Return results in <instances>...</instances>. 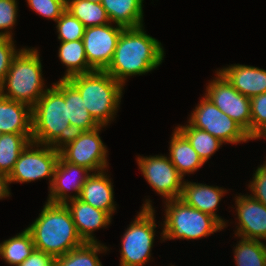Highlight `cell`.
I'll return each mask as SVG.
<instances>
[{
	"label": "cell",
	"instance_id": "obj_1",
	"mask_svg": "<svg viewBox=\"0 0 266 266\" xmlns=\"http://www.w3.org/2000/svg\"><path fill=\"white\" fill-rule=\"evenodd\" d=\"M164 54L161 42L148 35L144 26L124 28L112 62L105 71L125 86L127 78L157 69L164 60Z\"/></svg>",
	"mask_w": 266,
	"mask_h": 266
},
{
	"label": "cell",
	"instance_id": "obj_2",
	"mask_svg": "<svg viewBox=\"0 0 266 266\" xmlns=\"http://www.w3.org/2000/svg\"><path fill=\"white\" fill-rule=\"evenodd\" d=\"M26 229L32 235L35 249L55 258L84 243L65 204L45 202L39 216Z\"/></svg>",
	"mask_w": 266,
	"mask_h": 266
},
{
	"label": "cell",
	"instance_id": "obj_3",
	"mask_svg": "<svg viewBox=\"0 0 266 266\" xmlns=\"http://www.w3.org/2000/svg\"><path fill=\"white\" fill-rule=\"evenodd\" d=\"M74 133L64 99V79H59L32 107V142L59 148Z\"/></svg>",
	"mask_w": 266,
	"mask_h": 266
},
{
	"label": "cell",
	"instance_id": "obj_4",
	"mask_svg": "<svg viewBox=\"0 0 266 266\" xmlns=\"http://www.w3.org/2000/svg\"><path fill=\"white\" fill-rule=\"evenodd\" d=\"M80 93L93 119L102 126L114 120L124 86L106 71L95 70L67 79Z\"/></svg>",
	"mask_w": 266,
	"mask_h": 266
},
{
	"label": "cell",
	"instance_id": "obj_5",
	"mask_svg": "<svg viewBox=\"0 0 266 266\" xmlns=\"http://www.w3.org/2000/svg\"><path fill=\"white\" fill-rule=\"evenodd\" d=\"M39 53L37 48L26 47L18 52L0 86L1 95L25 103L31 108L36 104L47 90Z\"/></svg>",
	"mask_w": 266,
	"mask_h": 266
},
{
	"label": "cell",
	"instance_id": "obj_6",
	"mask_svg": "<svg viewBox=\"0 0 266 266\" xmlns=\"http://www.w3.org/2000/svg\"><path fill=\"white\" fill-rule=\"evenodd\" d=\"M165 219L162 224L161 240H197L208 237L225 227L213 216L203 213L180 198L164 202Z\"/></svg>",
	"mask_w": 266,
	"mask_h": 266
},
{
	"label": "cell",
	"instance_id": "obj_7",
	"mask_svg": "<svg viewBox=\"0 0 266 266\" xmlns=\"http://www.w3.org/2000/svg\"><path fill=\"white\" fill-rule=\"evenodd\" d=\"M146 199L121 240L120 266H144L151 260L156 230L155 208Z\"/></svg>",
	"mask_w": 266,
	"mask_h": 266
},
{
	"label": "cell",
	"instance_id": "obj_8",
	"mask_svg": "<svg viewBox=\"0 0 266 266\" xmlns=\"http://www.w3.org/2000/svg\"><path fill=\"white\" fill-rule=\"evenodd\" d=\"M107 126L100 125L90 131L75 132L60 147V156L67 162L82 166L92 173L108 168L107 147L101 140L99 132Z\"/></svg>",
	"mask_w": 266,
	"mask_h": 266
},
{
	"label": "cell",
	"instance_id": "obj_9",
	"mask_svg": "<svg viewBox=\"0 0 266 266\" xmlns=\"http://www.w3.org/2000/svg\"><path fill=\"white\" fill-rule=\"evenodd\" d=\"M34 147V148H33ZM60 151L58 147L30 142L21 152L9 176L11 183H29L49 178L50 188Z\"/></svg>",
	"mask_w": 266,
	"mask_h": 266
},
{
	"label": "cell",
	"instance_id": "obj_10",
	"mask_svg": "<svg viewBox=\"0 0 266 266\" xmlns=\"http://www.w3.org/2000/svg\"><path fill=\"white\" fill-rule=\"evenodd\" d=\"M188 122L193 127L207 131L226 144H238L252 140L237 122L218 109L205 96L193 109Z\"/></svg>",
	"mask_w": 266,
	"mask_h": 266
},
{
	"label": "cell",
	"instance_id": "obj_11",
	"mask_svg": "<svg viewBox=\"0 0 266 266\" xmlns=\"http://www.w3.org/2000/svg\"><path fill=\"white\" fill-rule=\"evenodd\" d=\"M215 76L206 87L205 97L251 137L250 98L239 93L219 70Z\"/></svg>",
	"mask_w": 266,
	"mask_h": 266
},
{
	"label": "cell",
	"instance_id": "obj_12",
	"mask_svg": "<svg viewBox=\"0 0 266 266\" xmlns=\"http://www.w3.org/2000/svg\"><path fill=\"white\" fill-rule=\"evenodd\" d=\"M137 163L145 180L166 201L180 198L184 178L169 157L164 155L138 156Z\"/></svg>",
	"mask_w": 266,
	"mask_h": 266
},
{
	"label": "cell",
	"instance_id": "obj_13",
	"mask_svg": "<svg viewBox=\"0 0 266 266\" xmlns=\"http://www.w3.org/2000/svg\"><path fill=\"white\" fill-rule=\"evenodd\" d=\"M124 27L112 23L86 27L83 44L88 64L98 71H105L112 62L117 41Z\"/></svg>",
	"mask_w": 266,
	"mask_h": 266
},
{
	"label": "cell",
	"instance_id": "obj_14",
	"mask_svg": "<svg viewBox=\"0 0 266 266\" xmlns=\"http://www.w3.org/2000/svg\"><path fill=\"white\" fill-rule=\"evenodd\" d=\"M91 174L87 168L71 164L59 156L47 201L54 204H65L70 200L78 199L83 185ZM69 191L75 193L70 195Z\"/></svg>",
	"mask_w": 266,
	"mask_h": 266
},
{
	"label": "cell",
	"instance_id": "obj_15",
	"mask_svg": "<svg viewBox=\"0 0 266 266\" xmlns=\"http://www.w3.org/2000/svg\"><path fill=\"white\" fill-rule=\"evenodd\" d=\"M239 225L235 235L244 239L266 240V206L251 195L235 197Z\"/></svg>",
	"mask_w": 266,
	"mask_h": 266
},
{
	"label": "cell",
	"instance_id": "obj_16",
	"mask_svg": "<svg viewBox=\"0 0 266 266\" xmlns=\"http://www.w3.org/2000/svg\"><path fill=\"white\" fill-rule=\"evenodd\" d=\"M65 205L70 211L77 233L83 242H99L93 236V232L107 227L111 223L112 216L108 212L81 201L79 198L70 200Z\"/></svg>",
	"mask_w": 266,
	"mask_h": 266
},
{
	"label": "cell",
	"instance_id": "obj_17",
	"mask_svg": "<svg viewBox=\"0 0 266 266\" xmlns=\"http://www.w3.org/2000/svg\"><path fill=\"white\" fill-rule=\"evenodd\" d=\"M225 193L228 192L222 187L184 181L180 199L187 205L213 216L225 227L227 225L225 219L216 214Z\"/></svg>",
	"mask_w": 266,
	"mask_h": 266
},
{
	"label": "cell",
	"instance_id": "obj_18",
	"mask_svg": "<svg viewBox=\"0 0 266 266\" xmlns=\"http://www.w3.org/2000/svg\"><path fill=\"white\" fill-rule=\"evenodd\" d=\"M219 71L242 95L249 98L266 93V70L255 66L232 64Z\"/></svg>",
	"mask_w": 266,
	"mask_h": 266
},
{
	"label": "cell",
	"instance_id": "obj_19",
	"mask_svg": "<svg viewBox=\"0 0 266 266\" xmlns=\"http://www.w3.org/2000/svg\"><path fill=\"white\" fill-rule=\"evenodd\" d=\"M106 171L92 173L82 187L79 199L111 216L115 213L114 188Z\"/></svg>",
	"mask_w": 266,
	"mask_h": 266
},
{
	"label": "cell",
	"instance_id": "obj_20",
	"mask_svg": "<svg viewBox=\"0 0 266 266\" xmlns=\"http://www.w3.org/2000/svg\"><path fill=\"white\" fill-rule=\"evenodd\" d=\"M0 130L3 134H32V108L0 94Z\"/></svg>",
	"mask_w": 266,
	"mask_h": 266
},
{
	"label": "cell",
	"instance_id": "obj_21",
	"mask_svg": "<svg viewBox=\"0 0 266 266\" xmlns=\"http://www.w3.org/2000/svg\"><path fill=\"white\" fill-rule=\"evenodd\" d=\"M170 140L169 158L178 173L184 177L193 174L205 163L193 149L188 139L175 127Z\"/></svg>",
	"mask_w": 266,
	"mask_h": 266
},
{
	"label": "cell",
	"instance_id": "obj_22",
	"mask_svg": "<svg viewBox=\"0 0 266 266\" xmlns=\"http://www.w3.org/2000/svg\"><path fill=\"white\" fill-rule=\"evenodd\" d=\"M144 0H103L102 6L112 24L124 28L143 26Z\"/></svg>",
	"mask_w": 266,
	"mask_h": 266
},
{
	"label": "cell",
	"instance_id": "obj_23",
	"mask_svg": "<svg viewBox=\"0 0 266 266\" xmlns=\"http://www.w3.org/2000/svg\"><path fill=\"white\" fill-rule=\"evenodd\" d=\"M64 99L70 126L74 132L90 131L100 126L85 108L79 91L66 79H64Z\"/></svg>",
	"mask_w": 266,
	"mask_h": 266
},
{
	"label": "cell",
	"instance_id": "obj_24",
	"mask_svg": "<svg viewBox=\"0 0 266 266\" xmlns=\"http://www.w3.org/2000/svg\"><path fill=\"white\" fill-rule=\"evenodd\" d=\"M58 57L66 72L60 79H68L79 74H86L95 71L86 59L85 48L82 40L62 42L60 41Z\"/></svg>",
	"mask_w": 266,
	"mask_h": 266
},
{
	"label": "cell",
	"instance_id": "obj_25",
	"mask_svg": "<svg viewBox=\"0 0 266 266\" xmlns=\"http://www.w3.org/2000/svg\"><path fill=\"white\" fill-rule=\"evenodd\" d=\"M31 233L25 228L21 233L0 243V256L13 266L20 265L34 251Z\"/></svg>",
	"mask_w": 266,
	"mask_h": 266
},
{
	"label": "cell",
	"instance_id": "obj_26",
	"mask_svg": "<svg viewBox=\"0 0 266 266\" xmlns=\"http://www.w3.org/2000/svg\"><path fill=\"white\" fill-rule=\"evenodd\" d=\"M108 250L100 242L87 243L55 258V266H103L98 258V253Z\"/></svg>",
	"mask_w": 266,
	"mask_h": 266
},
{
	"label": "cell",
	"instance_id": "obj_27",
	"mask_svg": "<svg viewBox=\"0 0 266 266\" xmlns=\"http://www.w3.org/2000/svg\"><path fill=\"white\" fill-rule=\"evenodd\" d=\"M66 11L80 20L85 27L111 23L102 3L89 0H66Z\"/></svg>",
	"mask_w": 266,
	"mask_h": 266
},
{
	"label": "cell",
	"instance_id": "obj_28",
	"mask_svg": "<svg viewBox=\"0 0 266 266\" xmlns=\"http://www.w3.org/2000/svg\"><path fill=\"white\" fill-rule=\"evenodd\" d=\"M32 141V134H2L0 137V171L9 175L21 152Z\"/></svg>",
	"mask_w": 266,
	"mask_h": 266
},
{
	"label": "cell",
	"instance_id": "obj_29",
	"mask_svg": "<svg viewBox=\"0 0 266 266\" xmlns=\"http://www.w3.org/2000/svg\"><path fill=\"white\" fill-rule=\"evenodd\" d=\"M176 128L188 139L199 157L206 163L213 154L224 144L207 131L193 127L189 122Z\"/></svg>",
	"mask_w": 266,
	"mask_h": 266
},
{
	"label": "cell",
	"instance_id": "obj_30",
	"mask_svg": "<svg viewBox=\"0 0 266 266\" xmlns=\"http://www.w3.org/2000/svg\"><path fill=\"white\" fill-rule=\"evenodd\" d=\"M235 246L236 266H266V244L264 242L240 237Z\"/></svg>",
	"mask_w": 266,
	"mask_h": 266
},
{
	"label": "cell",
	"instance_id": "obj_31",
	"mask_svg": "<svg viewBox=\"0 0 266 266\" xmlns=\"http://www.w3.org/2000/svg\"><path fill=\"white\" fill-rule=\"evenodd\" d=\"M85 26L76 17L65 11L56 21L58 40L70 42L82 40L85 32Z\"/></svg>",
	"mask_w": 266,
	"mask_h": 266
},
{
	"label": "cell",
	"instance_id": "obj_32",
	"mask_svg": "<svg viewBox=\"0 0 266 266\" xmlns=\"http://www.w3.org/2000/svg\"><path fill=\"white\" fill-rule=\"evenodd\" d=\"M28 6L37 14L57 21L66 11V0H26Z\"/></svg>",
	"mask_w": 266,
	"mask_h": 266
},
{
	"label": "cell",
	"instance_id": "obj_33",
	"mask_svg": "<svg viewBox=\"0 0 266 266\" xmlns=\"http://www.w3.org/2000/svg\"><path fill=\"white\" fill-rule=\"evenodd\" d=\"M17 0H0V36L12 37L13 26L17 22ZM11 29V30H10ZM4 32H3V31Z\"/></svg>",
	"mask_w": 266,
	"mask_h": 266
},
{
	"label": "cell",
	"instance_id": "obj_34",
	"mask_svg": "<svg viewBox=\"0 0 266 266\" xmlns=\"http://www.w3.org/2000/svg\"><path fill=\"white\" fill-rule=\"evenodd\" d=\"M251 138L266 125V93L250 98Z\"/></svg>",
	"mask_w": 266,
	"mask_h": 266
},
{
	"label": "cell",
	"instance_id": "obj_35",
	"mask_svg": "<svg viewBox=\"0 0 266 266\" xmlns=\"http://www.w3.org/2000/svg\"><path fill=\"white\" fill-rule=\"evenodd\" d=\"M20 50L16 49L13 38L0 36V86L4 82L13 58Z\"/></svg>",
	"mask_w": 266,
	"mask_h": 266
},
{
	"label": "cell",
	"instance_id": "obj_36",
	"mask_svg": "<svg viewBox=\"0 0 266 266\" xmlns=\"http://www.w3.org/2000/svg\"><path fill=\"white\" fill-rule=\"evenodd\" d=\"M253 176L252 181L248 183L250 195L266 206V161L258 166Z\"/></svg>",
	"mask_w": 266,
	"mask_h": 266
},
{
	"label": "cell",
	"instance_id": "obj_37",
	"mask_svg": "<svg viewBox=\"0 0 266 266\" xmlns=\"http://www.w3.org/2000/svg\"><path fill=\"white\" fill-rule=\"evenodd\" d=\"M18 266H55V257L34 249L31 255Z\"/></svg>",
	"mask_w": 266,
	"mask_h": 266
},
{
	"label": "cell",
	"instance_id": "obj_38",
	"mask_svg": "<svg viewBox=\"0 0 266 266\" xmlns=\"http://www.w3.org/2000/svg\"><path fill=\"white\" fill-rule=\"evenodd\" d=\"M9 185V176L0 171V200L11 195Z\"/></svg>",
	"mask_w": 266,
	"mask_h": 266
},
{
	"label": "cell",
	"instance_id": "obj_39",
	"mask_svg": "<svg viewBox=\"0 0 266 266\" xmlns=\"http://www.w3.org/2000/svg\"><path fill=\"white\" fill-rule=\"evenodd\" d=\"M262 137L266 139V125L253 136L252 140L260 139Z\"/></svg>",
	"mask_w": 266,
	"mask_h": 266
},
{
	"label": "cell",
	"instance_id": "obj_40",
	"mask_svg": "<svg viewBox=\"0 0 266 266\" xmlns=\"http://www.w3.org/2000/svg\"><path fill=\"white\" fill-rule=\"evenodd\" d=\"M89 1L97 2V3H102L103 0H89Z\"/></svg>",
	"mask_w": 266,
	"mask_h": 266
}]
</instances>
